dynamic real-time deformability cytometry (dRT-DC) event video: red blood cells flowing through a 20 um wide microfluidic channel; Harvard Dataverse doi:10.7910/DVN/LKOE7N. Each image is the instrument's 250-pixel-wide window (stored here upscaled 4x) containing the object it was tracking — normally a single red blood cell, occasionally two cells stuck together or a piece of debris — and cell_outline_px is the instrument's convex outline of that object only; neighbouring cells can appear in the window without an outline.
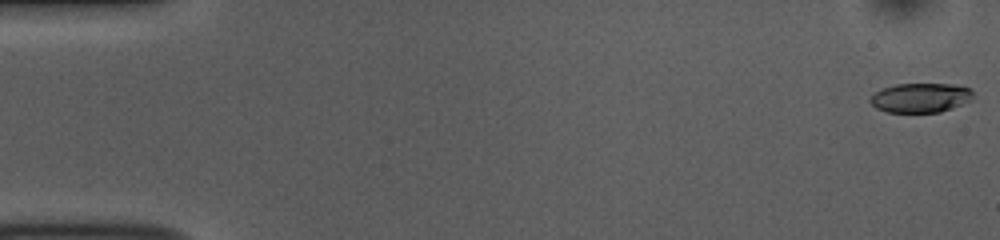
{"species": "common noctule bat (a hibernating species)", "species_latin": "Nyctalus noctula", "temperature_condition": "room temperature", "stored_images_in_passage": 52, "camera_frame_rate_fps": 3000, "um_per_image_px": 0.085, "animal": {"sex": "female", "body_mass_g": 10.0, "forearm_length_mm": 53.1}, "frame": {"image": 1, "passage_image": 1, "time_ms": 0.0, "image_size_px": [1000, 240], "cell_outline_px": [[972, 100], [952, 108], [940, 112], [888, 112], [876, 108], [868, 100], [876, 92], [884, 88], [896, 84], [952, 84], [972, 88]], "centroid_in_image_um": [78.27, 8.31], "position_along_channel_um": 6.7, "area_um2": 17.57}}
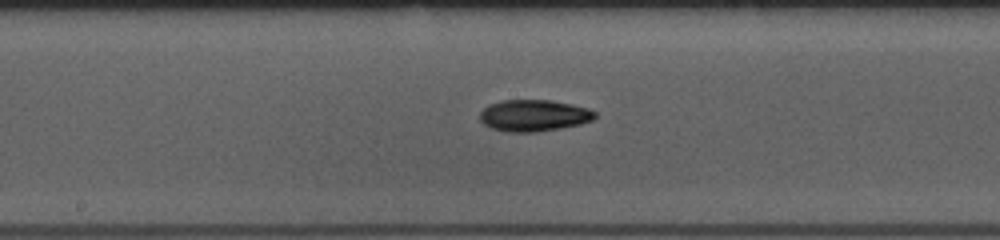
{"frame": {"image": 2, "passage_image": 27, "time_ms": 8.667, "image_size_px": [1000, 240], "cell_outline_px": [[596, 116], [592, 120], [580, 124], [560, 128], [536, 132], [508, 132], [492, 128], [484, 124], [480, 120], [480, 112], [488, 104], [500, 100], [552, 100], [572, 104], [588, 108], [596, 112]], "centroid_in_image_um": [45.37, 9.81], "position_along_channel_um": 202.8, "area_um2": 21.27}}
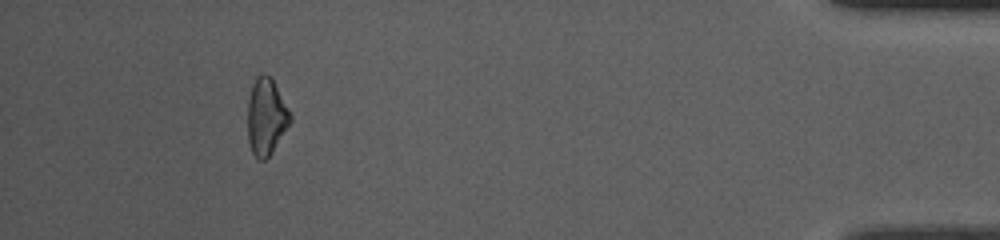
{"frame": {"image": 3, "passage_image": 48, "time_ms": 15.667, "image_size_px": [1000, 240], "cell_outline_px": [[292, 120], [272, 152], [264, 160], [256, 160], [252, 152], [248, 140], [248, 100], [252, 84], [256, 76], [264, 72], [272, 76], [292, 116]], "centroid_in_image_um": [22.63, 9.89], "position_along_channel_um": 412.6, "area_um2": 19.25}, "authors_computed_cell_mechanics": {"area_um2": 19.5075, "velocity_mm_per_s": 3.8709, "shape_relaxation_time_tau1_ms": 3.7106, "shape_relaxation_time_tau2_ms": null, "deformation_change_tau1": 0.1462, "deformation_change_tau2": null}}